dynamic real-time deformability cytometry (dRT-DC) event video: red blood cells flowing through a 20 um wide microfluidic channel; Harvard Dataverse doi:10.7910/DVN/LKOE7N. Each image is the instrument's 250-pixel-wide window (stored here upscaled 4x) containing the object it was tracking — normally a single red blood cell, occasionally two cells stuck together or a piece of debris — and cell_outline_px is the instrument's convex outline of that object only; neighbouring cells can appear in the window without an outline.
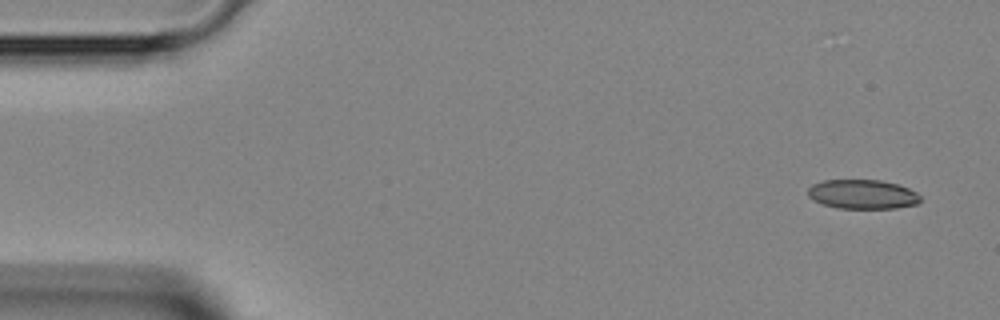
{"species": "Egyptian fruit bat (a non-hibernating species)", "species_latin": "Rousettus aegyptiacus", "temperature_condition": "room temperature", "stored_images_in_passage": 44, "camera_frame_rate_fps": 3000, "um_per_image_px": 0.085, "animal": {"sex": "female"}, "frame": {"image": 1, "passage_image": 1, "time_ms": 0.0, "image_size_px": [1000, 320], "cell_outline_px": [[920, 200], [916, 204], [896, 208], [836, 208], [812, 200], [808, 196], [808, 188], [812, 184], [824, 180], [880, 180], [896, 184], [908, 188], [916, 192], [920, 196]], "centroid_in_image_um": [73.29, 16.51], "position_along_channel_um": 11.7, "area_um2": 19.13}}
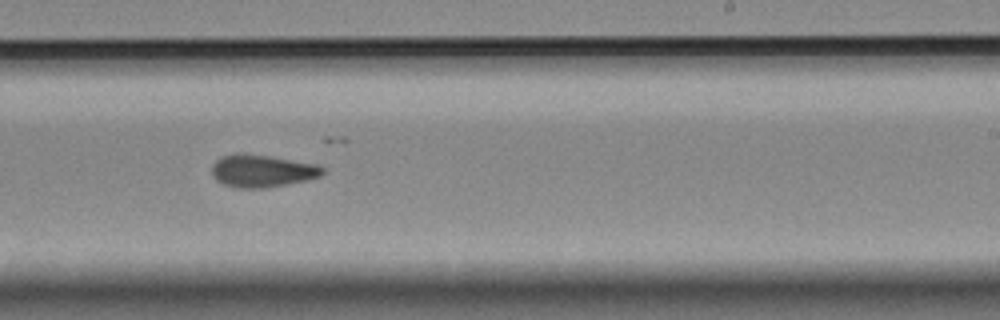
{"frame": {"image": 2, "passage_image": 26, "time_ms": 8.333, "image_size_px": [1000, 320], "cell_outline_px": [[324, 172], [320, 176], [308, 180], [264, 188], [236, 188], [224, 184], [216, 180], [212, 176], [212, 164], [220, 156], [272, 156], [320, 164], [324, 168]], "centroid_in_image_um": [22.33, 14.56], "position_along_channel_um": 266.7, "area_um2": 20.63}}
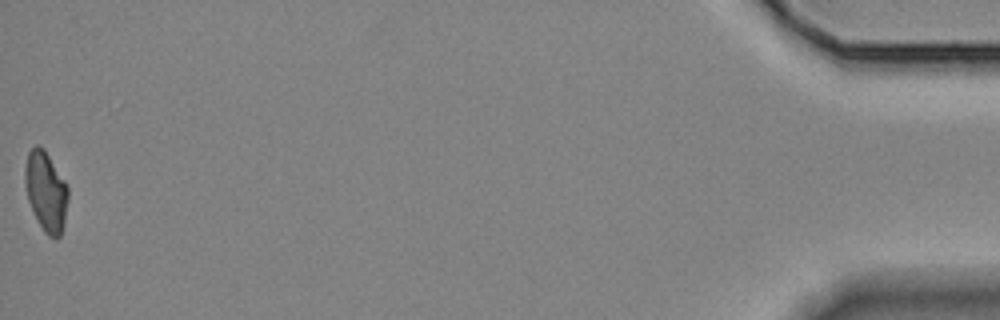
{"frame": {"image": 3, "passage_image": 44, "time_ms": 14.333, "image_size_px": [1000, 320], "cell_outline_px": [[68, 200], [64, 224], [60, 236], [56, 240], [48, 236], [44, 232], [36, 220], [28, 200], [24, 184], [24, 168], [28, 152], [36, 144], [44, 148], [64, 180], [68, 188]], "centroid_in_image_um": [3.89, 16.29], "position_along_channel_um": 431.3, "area_um2": 20.29}}